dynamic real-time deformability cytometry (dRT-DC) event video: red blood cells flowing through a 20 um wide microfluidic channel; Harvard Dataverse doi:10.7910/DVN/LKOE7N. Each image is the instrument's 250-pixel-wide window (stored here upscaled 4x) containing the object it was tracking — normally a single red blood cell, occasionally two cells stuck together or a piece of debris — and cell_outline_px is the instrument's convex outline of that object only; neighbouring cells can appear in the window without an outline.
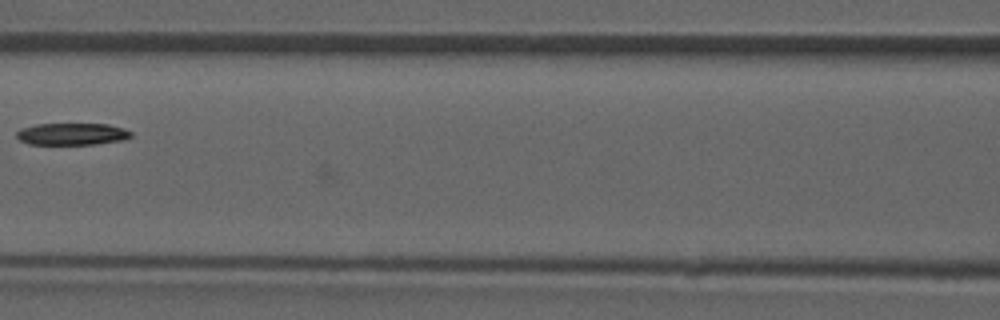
{"species": "common noctule bat (a hibernating species)", "species_latin": "Nyctalus noctula", "temperature_condition": "room temperature", "stored_images_in_passage": 8, "camera_frame_rate_fps": 3000, "um_per_image_px": 0.085, "animal": {"sex": "male", "forearm_length_mm": 52.5}, "frame": {"image": 1, "passage_image": 8, "time_ms": 8.667, "image_size_px": [1000, 320], "cell_outline_px": [[132, 136], [124, 140], [96, 144], [28, 144], [20, 140], [16, 136], [16, 132], [20, 128], [36, 124], [108, 124], [124, 128], [132, 132]], "centroid_in_image_um": [6.13, 11.39], "position_along_channel_um": 160.5, "area_um2": 14.74}}